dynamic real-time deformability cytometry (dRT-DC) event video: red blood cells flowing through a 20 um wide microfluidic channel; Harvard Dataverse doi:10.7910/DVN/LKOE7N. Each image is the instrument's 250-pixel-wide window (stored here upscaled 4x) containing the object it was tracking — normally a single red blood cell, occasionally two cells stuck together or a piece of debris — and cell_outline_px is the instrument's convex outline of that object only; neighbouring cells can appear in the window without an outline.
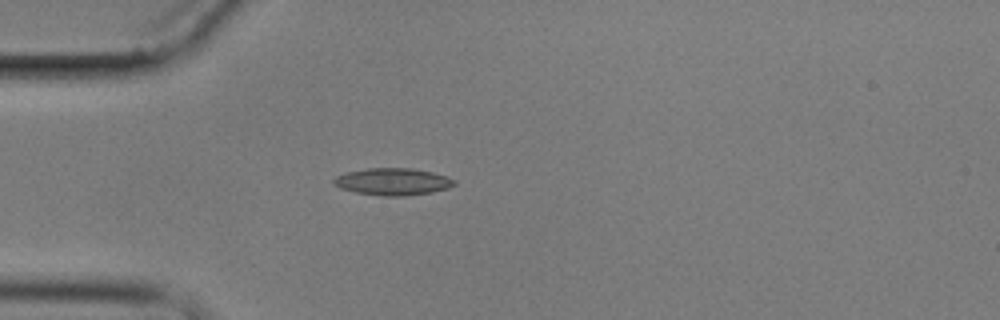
{"species": "common noctule bat (a hibernating species)", "species_latin": "Nyctalus noctula", "temperature_condition": "cold", "stored_images_in_passage": 3, "camera_frame_rate_fps": 3000, "um_per_image_px": 0.085, "animal": {"sex": "male", "body_mass_g": 17.9}, "frame": {"image": 1, "passage_image": 3, "time_ms": 3.0, "image_size_px": [1000, 320], "cell_outline_px": [[456, 184], [448, 188], [432, 192], [404, 196], [384, 196], [356, 192], [340, 188], [332, 184], [332, 180], [336, 176], [344, 172], [368, 168], [412, 168], [432, 172], [448, 176], [456, 180]], "centroid_in_image_um": [33.38, 15.43], "position_along_channel_um": 51.6, "area_um2": 19.19}}